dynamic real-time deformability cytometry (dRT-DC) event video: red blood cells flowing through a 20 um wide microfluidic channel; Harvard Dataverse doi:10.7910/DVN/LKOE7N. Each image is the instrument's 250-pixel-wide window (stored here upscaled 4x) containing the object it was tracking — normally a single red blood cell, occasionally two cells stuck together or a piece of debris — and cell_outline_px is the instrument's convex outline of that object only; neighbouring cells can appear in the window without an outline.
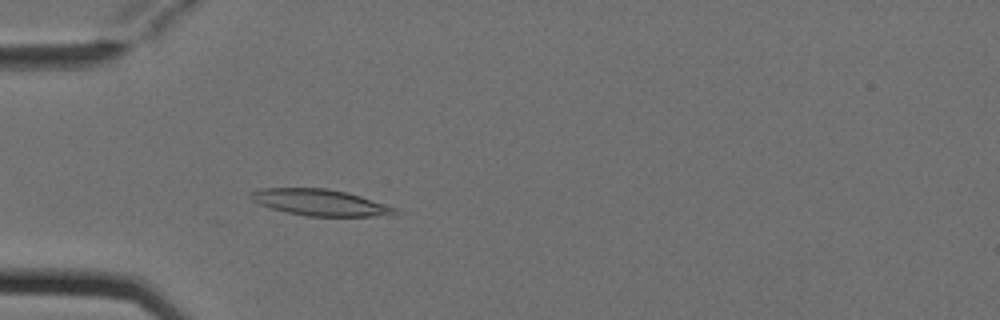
{"species": "Egyptian fruit bat (a non-hibernating species)", "species_latin": "Rousettus aegyptiacus", "temperature_condition": "cold", "stored_images_in_passage": 4, "camera_frame_rate_fps": 3000, "um_per_image_px": 0.085, "animal": {"sex": "female"}, "frame": {"image": 1, "passage_image": 4, "time_ms": 1.0, "image_size_px": [1000, 320], "cell_outline_px": [[400, 212], [396, 216], [308, 216], [288, 212], [272, 208], [260, 204], [252, 200], [248, 196], [248, 192], [260, 188], [328, 188], [348, 192], [396, 208]], "centroid_in_image_um": [27.23, 17.21], "position_along_channel_um": 57.8, "area_um2": 22.25}}